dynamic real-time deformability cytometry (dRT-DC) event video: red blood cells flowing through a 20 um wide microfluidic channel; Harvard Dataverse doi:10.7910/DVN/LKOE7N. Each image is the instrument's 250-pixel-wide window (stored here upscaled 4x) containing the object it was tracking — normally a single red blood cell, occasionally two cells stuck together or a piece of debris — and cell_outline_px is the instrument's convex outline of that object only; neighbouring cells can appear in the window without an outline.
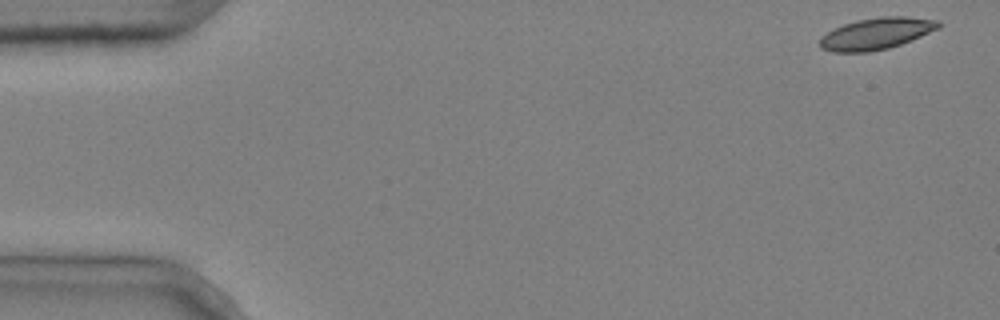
{"species": "common noctule bat (a hibernating species)", "species_latin": "Nyctalus noctula", "temperature_condition": "cold", "stored_images_in_passage": 5, "camera_frame_rate_fps": 3000, "um_per_image_px": 0.085, "animal": {"sex": "male", "body_mass_g": 20.4}, "frame": {"image": 1, "passage_image": 1, "time_ms": 0.0, "image_size_px": [1000, 320], "cell_outline_px": [[940, 28], [912, 40], [888, 48], [868, 52], [832, 52], [820, 48], [820, 36], [832, 28], [856, 20], [884, 16], [904, 16], [940, 20]], "centroid_in_image_um": [74.47, 2.85], "position_along_channel_um": 10.5, "area_um2": 22.02}}
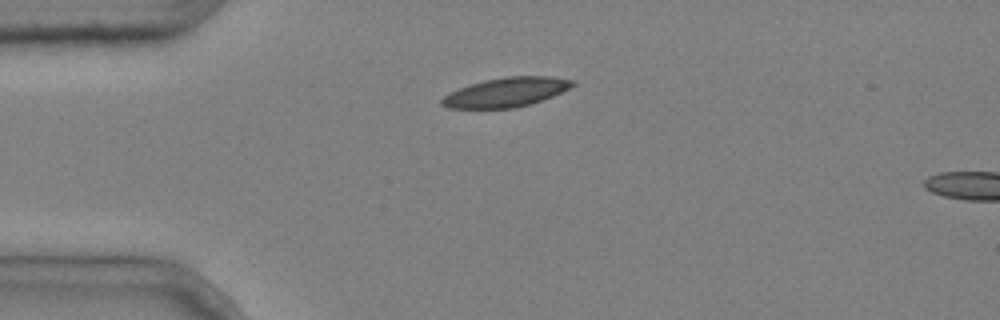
{"frame": {"image": 2, "passage_image": 4, "time_ms": 1.0, "image_size_px": [1000, 320], "cell_outline_px": [[576, 84], [552, 96], [516, 108], [448, 108], [440, 104], [440, 100], [448, 92], [484, 80], [504, 76], [552, 76], [576, 80]], "centroid_in_image_um": [43.01, 7.83], "position_along_channel_um": 42.0, "area_um2": 22.25}}